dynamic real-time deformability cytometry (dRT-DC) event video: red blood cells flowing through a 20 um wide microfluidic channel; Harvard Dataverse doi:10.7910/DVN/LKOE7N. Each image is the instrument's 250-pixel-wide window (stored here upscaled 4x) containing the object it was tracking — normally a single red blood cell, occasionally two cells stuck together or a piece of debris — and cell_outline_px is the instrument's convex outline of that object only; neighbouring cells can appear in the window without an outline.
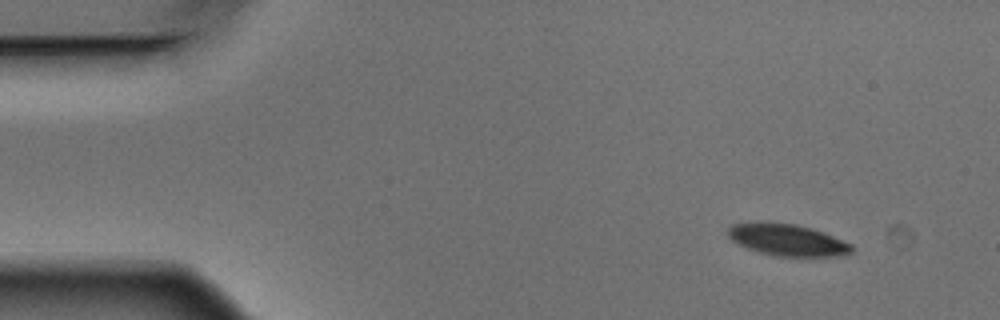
{"species": "Egyptian fruit bat (a non-hibernating species)", "species_latin": "Rousettus aegyptiacus", "temperature_condition": "warm", "stored_images_in_passage": 5, "segment_of_instrument_passage": [1, 2], "camera_frame_rate_fps": 3000, "um_per_image_px": 0.085, "animal": {"sex": "male"}, "frame": {"image": 1, "passage_image": 1, "time_ms": 0.0, "image_size_px": [1000, 320], "cell_outline_px": [[852, 252], [836, 256], [776, 256], [760, 252], [748, 248], [732, 240], [728, 236], [728, 228], [732, 224], [760, 220], [768, 220], [796, 224], [812, 228], [824, 232], [852, 244]], "centroid_in_image_um": [66.89, 20.35], "position_along_channel_um": 18.1, "area_um2": 23.18}}
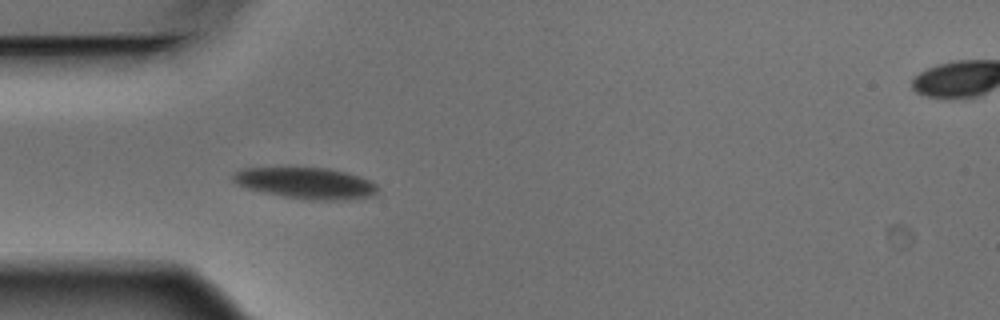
{"frame": {"image": 2, "passage_image": 4, "time_ms": 1.0, "image_size_px": [1000, 320], "cell_outline_px": [[376, 192], [372, 196], [344, 200], [312, 200], [284, 196], [264, 192], [248, 188], [236, 184], [232, 180], [232, 172], [244, 168], [328, 168], [344, 172], [368, 180], [376, 184]], "centroid_in_image_um": [25.96, 15.56], "position_along_channel_um": 59.0, "area_um2": 25.95}}